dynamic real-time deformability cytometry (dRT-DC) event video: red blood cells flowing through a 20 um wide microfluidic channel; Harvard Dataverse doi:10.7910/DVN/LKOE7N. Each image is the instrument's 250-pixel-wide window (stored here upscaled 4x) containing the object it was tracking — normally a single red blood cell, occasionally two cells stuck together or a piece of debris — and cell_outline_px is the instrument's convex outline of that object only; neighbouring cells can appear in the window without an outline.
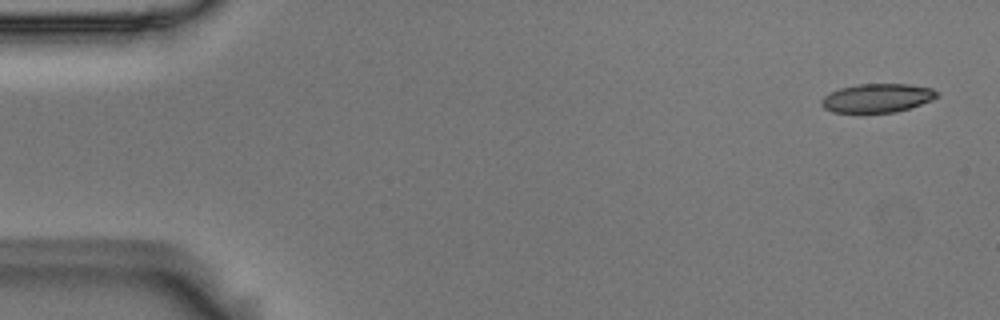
{"species": "Egyptian fruit bat (a non-hibernating species)", "species_latin": "Rousettus aegyptiacus", "temperature_condition": "room temperature", "stored_images_in_passage": 5, "camera_frame_rate_fps": 3000, "um_per_image_px": 0.085, "animal": {"sex": "male"}, "frame": {"image": 1, "passage_image": 1, "time_ms": 0.0, "image_size_px": [1000, 320], "cell_outline_px": [[940, 96], [932, 100], [896, 112], [832, 112], [824, 108], [820, 104], [820, 100], [824, 96], [840, 88], [856, 84], [908, 84], [932, 88], [940, 92]], "centroid_in_image_um": [74.58, 8.32], "position_along_channel_um": 10.4, "area_um2": 19.36}}
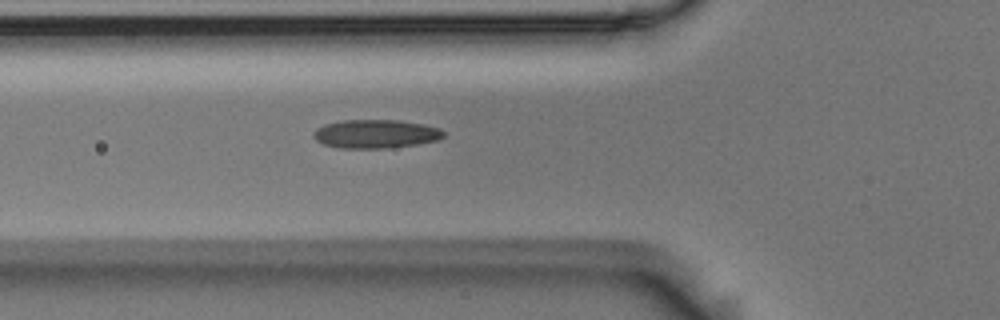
{"frame": {"image": 2, "passage_image": 5, "time_ms": 1.333, "image_size_px": [1000, 320], "cell_outline_px": [[444, 136], [436, 140], [416, 144], [388, 148], [340, 148], [324, 144], [316, 140], [312, 136], [312, 132], [316, 128], [324, 124], [344, 120], [400, 120], [424, 124], [440, 128], [444, 132]], "centroid_in_image_um": [31.91, 11.37], "position_along_channel_um": 93.9, "area_um2": 21.73}}